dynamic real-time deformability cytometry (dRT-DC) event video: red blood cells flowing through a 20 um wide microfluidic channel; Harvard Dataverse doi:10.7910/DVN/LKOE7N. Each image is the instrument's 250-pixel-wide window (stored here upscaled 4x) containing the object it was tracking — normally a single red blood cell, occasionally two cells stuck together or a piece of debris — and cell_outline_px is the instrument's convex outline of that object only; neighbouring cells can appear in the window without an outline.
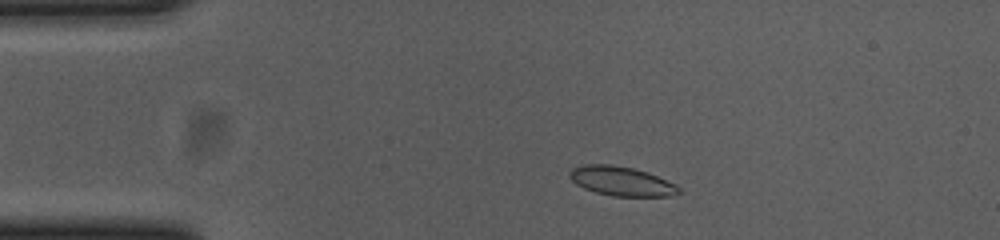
{"species": "common noctule bat (a hibernating species)", "species_latin": "Nyctalus noctula", "temperature_condition": "cold", "stored_images_in_passage": 51, "camera_frame_rate_fps": 3000, "um_per_image_px": 0.085, "animal": {"sex": "female", "body_mass_g": 23.0, "forearm_length_mm": 53.4}, "frame": {"image": 1, "passage_image": 6, "time_ms": 1.667, "image_size_px": [1000, 240], "cell_outline_px": [[684, 192], [668, 196], [612, 196], [596, 192], [584, 188], [576, 184], [568, 176], [568, 172], [572, 168], [584, 164], [612, 164], [632, 168], [648, 172], [676, 184]], "centroid_in_image_um": [52.83, 15.39], "position_along_channel_um": 32.2, "area_um2": 18.79}}
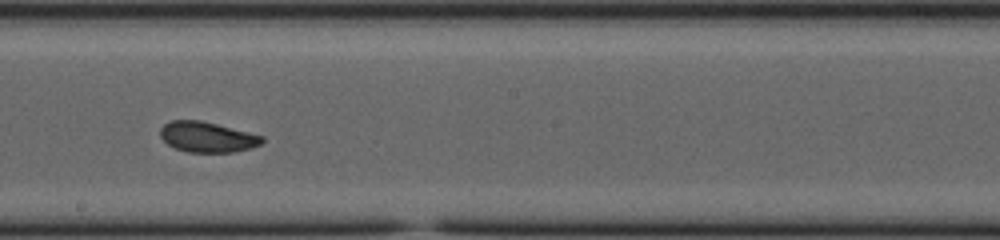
{"frame": {"image": 2, "passage_image": 26, "time_ms": 8.333, "image_size_px": [1000, 240], "cell_outline_px": [[264, 140], [260, 144], [236, 152], [188, 152], [176, 148], [168, 144], [160, 136], [160, 128], [164, 124], [172, 120], [200, 120], [264, 136]], "centroid_in_image_um": [17.6, 11.64], "position_along_channel_um": 230.6, "area_um2": 17.86}}
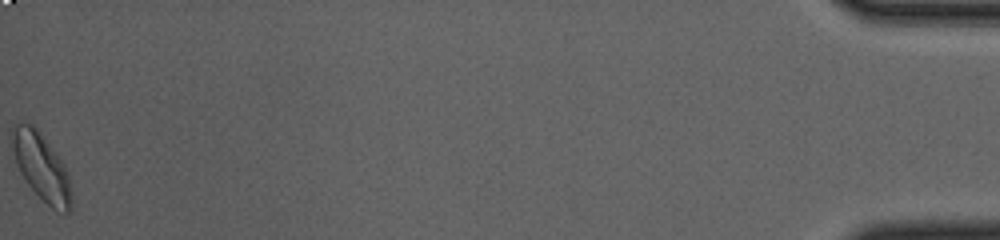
{"frame": {"image": 3, "passage_image": 51, "time_ms": 16.667, "image_size_px": [1000, 240], "cell_outline_px": [[72, 208], [64, 216], [56, 212], [28, 184], [20, 172], [16, 164], [12, 148], [12, 132], [16, 124], [32, 124], [36, 128], [56, 152], [64, 164], [68, 172], [72, 192]], "centroid_in_image_um": [3.58, 14.26], "position_along_channel_um": 431.6, "area_um2": 23.18}, "authors_computed_cell_mechanics": {"area_um2": 18.6694, "velocity_mm_per_s": 3.6569, "shape_relaxation_time_tau1_ms": 3.9195, "shape_relaxation_time_tau2_ms": 2.1353, "deformation_change_tau1": 0.0936, "deformation_change_tau2": 0.0637}}